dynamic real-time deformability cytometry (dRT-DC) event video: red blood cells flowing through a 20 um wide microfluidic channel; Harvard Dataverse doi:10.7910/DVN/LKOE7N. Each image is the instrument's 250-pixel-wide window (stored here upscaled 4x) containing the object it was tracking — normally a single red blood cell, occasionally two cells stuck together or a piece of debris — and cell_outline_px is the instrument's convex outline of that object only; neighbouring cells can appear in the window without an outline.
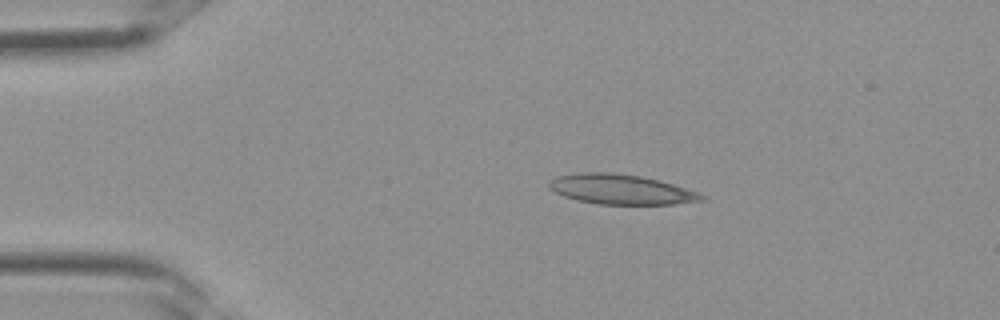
{"species": "Egyptian fruit bat (a non-hibernating species)", "species_latin": "Rousettus aegyptiacus", "temperature_condition": "room temperature", "stored_images_in_passage": 3, "camera_frame_rate_fps": 3000, "um_per_image_px": 0.085, "frame": {"image": 1, "passage_image": 1, "time_ms": 0.0, "image_size_px": [1000, 320], "cell_outline_px": [[708, 200], [676, 204], [600, 204], [576, 200], [564, 196], [548, 188], [548, 180], [556, 176], [576, 172], [612, 172], [640, 176], [672, 184], [696, 192], [704, 196]], "centroid_in_image_um": [52.72, 16.09], "position_along_channel_um": 32.3, "area_um2": 26.59}}